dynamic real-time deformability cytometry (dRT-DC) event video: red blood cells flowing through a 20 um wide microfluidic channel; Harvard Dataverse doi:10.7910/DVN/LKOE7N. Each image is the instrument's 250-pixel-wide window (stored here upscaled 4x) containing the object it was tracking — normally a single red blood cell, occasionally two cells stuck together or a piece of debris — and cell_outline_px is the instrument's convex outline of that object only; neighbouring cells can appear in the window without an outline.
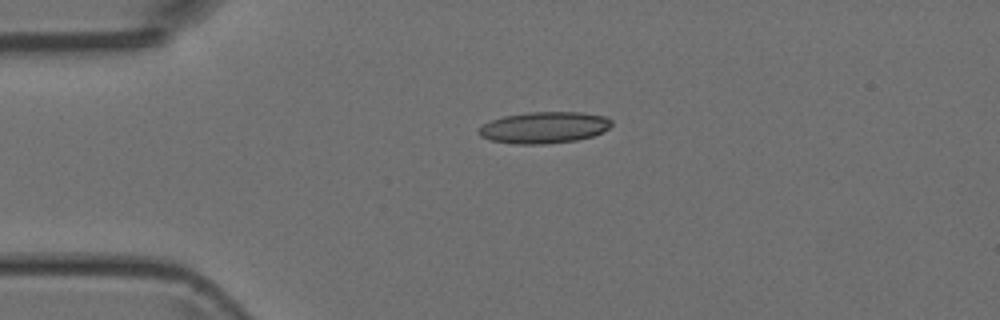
{"species": "Egyptian fruit bat (a non-hibernating species)", "species_latin": "Rousettus aegyptiacus", "temperature_condition": "room temperature", "stored_images_in_passage": 5, "camera_frame_rate_fps": 3000, "um_per_image_px": 0.085, "animal": {"sex": "female"}, "frame": {"image": 1, "passage_image": 4, "time_ms": 3.667, "image_size_px": [1000, 320], "cell_outline_px": [[612, 124], [608, 128], [592, 136], [576, 140], [544, 144], [516, 144], [492, 140], [480, 136], [476, 132], [484, 124], [492, 120], [504, 116], [528, 112], [580, 112], [608, 116], [612, 120]], "centroid_in_image_um": [46.27, 10.83], "position_along_channel_um": 38.7, "area_um2": 24.28}}